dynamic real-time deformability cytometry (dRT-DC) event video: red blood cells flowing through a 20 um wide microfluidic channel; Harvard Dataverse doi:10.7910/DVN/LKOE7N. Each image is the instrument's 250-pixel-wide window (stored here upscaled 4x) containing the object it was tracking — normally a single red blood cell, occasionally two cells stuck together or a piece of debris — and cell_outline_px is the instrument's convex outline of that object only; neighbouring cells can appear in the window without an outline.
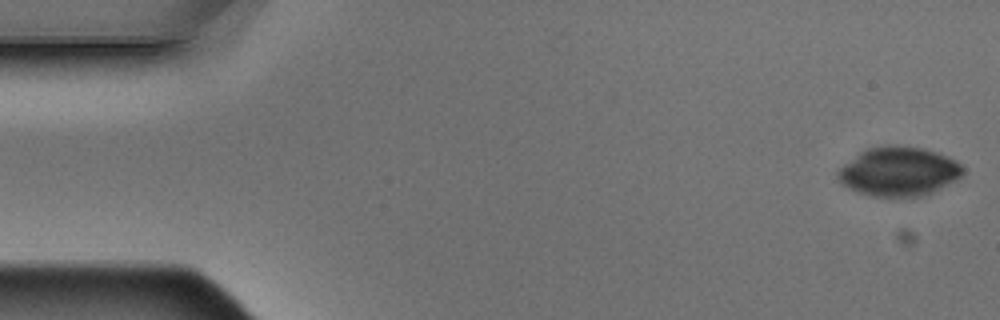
{"species": "Egyptian fruit bat (a non-hibernating species)", "species_latin": "Rousettus aegyptiacus", "temperature_condition": "warm", "stored_images_in_passage": 4, "camera_frame_rate_fps": 3000, "um_per_image_px": 0.085, "animal": {"sex": "male"}, "frame": {"image": 1, "passage_image": 1, "time_ms": 0.0, "image_size_px": [1000, 320], "cell_outline_px": [[964, 172], [956, 180], [932, 192], [920, 196], [872, 196], [848, 188], [836, 176], [836, 172], [844, 164], [860, 152], [868, 148], [888, 144], [896, 144], [924, 148], [948, 156], [956, 160], [964, 168]], "centroid_in_image_um": [76.4, 14.55], "position_along_channel_um": 8.6, "area_um2": 35.72}}